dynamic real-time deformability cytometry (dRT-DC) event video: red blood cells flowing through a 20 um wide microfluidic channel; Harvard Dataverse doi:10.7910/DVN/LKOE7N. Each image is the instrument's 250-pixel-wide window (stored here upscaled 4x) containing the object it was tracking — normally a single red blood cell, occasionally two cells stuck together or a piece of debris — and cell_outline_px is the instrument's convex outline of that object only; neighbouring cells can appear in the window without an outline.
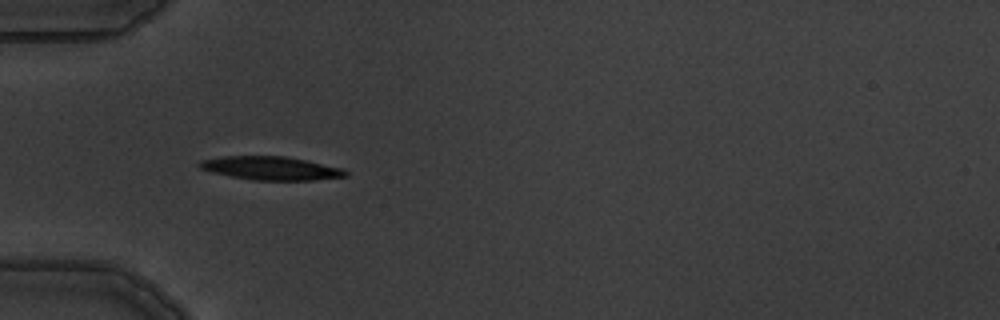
{"species": "common noctule bat (a hibernating species)", "species_latin": "Nyctalus noctula", "temperature_condition": "warm", "stored_images_in_passage": 5, "camera_frame_rate_fps": 3000, "um_per_image_px": 0.085, "animal": {"sex": "male", "body_mass_g": 19.5, "forearm_length_mm": 54.6}, "frame": {"image": 1, "passage_image": 4, "time_ms": 3.667, "image_size_px": [1000, 320], "cell_outline_px": [[348, 176], [312, 180], [252, 180], [212, 172], [200, 168], [196, 164], [200, 160], [220, 156], [284, 156], [344, 168], [348, 172]], "centroid_in_image_um": [23.01, 14.29], "position_along_channel_um": 62.0, "area_um2": 19.94}}